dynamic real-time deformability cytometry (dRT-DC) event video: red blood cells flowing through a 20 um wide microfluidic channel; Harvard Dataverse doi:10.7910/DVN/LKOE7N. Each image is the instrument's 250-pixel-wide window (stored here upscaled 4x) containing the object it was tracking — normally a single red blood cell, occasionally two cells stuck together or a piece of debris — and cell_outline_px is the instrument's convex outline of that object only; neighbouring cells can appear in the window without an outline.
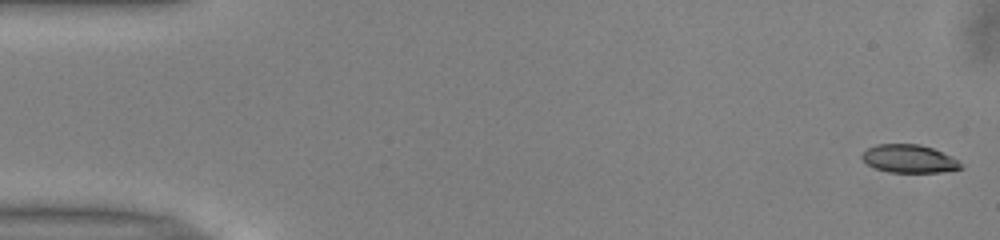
{"species": "common noctule bat (a hibernating species)", "species_latin": "Nyctalus noctula", "temperature_condition": "warm", "stored_images_in_passage": 51, "camera_frame_rate_fps": 3000, "um_per_image_px": 0.085, "animal": {"sex": "male", "body_mass_g": 13.0, "forearm_length_mm": 53.1}, "frame": {"image": 1, "passage_image": 1, "time_ms": 0.0, "image_size_px": [1000, 240], "cell_outline_px": [[964, 168], [940, 172], [888, 172], [876, 168], [868, 164], [860, 156], [868, 148], [876, 144], [920, 144], [932, 148], [952, 156]], "centroid_in_image_um": [77.27, 13.49], "position_along_channel_um": 7.7, "area_um2": 16.01}}
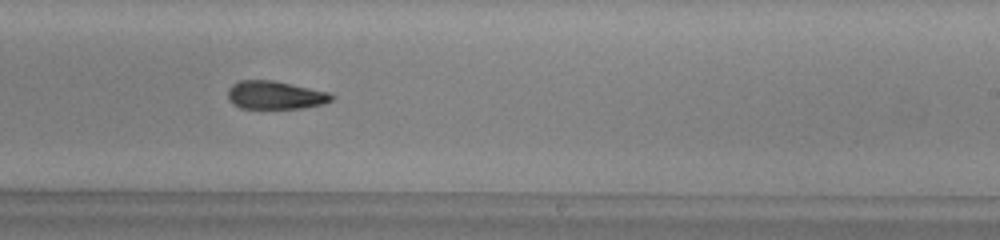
{"frame": {"image": 2, "passage_image": 31, "time_ms": 10.0, "image_size_px": [1000, 240], "cell_outline_px": [[336, 96], [332, 100], [324, 104], [300, 108], [240, 108], [232, 104], [228, 100], [228, 88], [232, 84], [240, 80], [272, 80], [292, 84], [328, 92]], "centroid_in_image_um": [23.37, 8.08], "position_along_channel_um": 265.6, "area_um2": 17.11}}
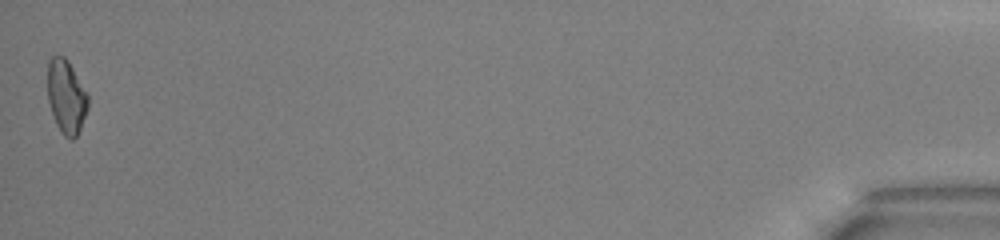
{"frame": {"image": 3, "passage_image": 51, "time_ms": 16.667, "image_size_px": [1000, 240], "cell_outline_px": [[88, 108], [80, 128], [76, 136], [72, 140], [64, 136], [56, 124], [48, 100], [48, 60], [52, 56], [64, 56], [68, 60], [88, 92]], "centroid_in_image_um": [5.65, 8.19], "position_along_channel_um": 429.6, "area_um2": 17.4}, "authors_computed_cell_mechanics": {"area_um2": 17.4556, "velocity_mm_per_s": 3.9984, "shape_relaxation_time_tau1_ms": 5.093, "shape_relaxation_time_tau2_ms": 6.0123, "deformation_change_tau1": 0.1468, "deformation_change_tau2": 0.1484}}